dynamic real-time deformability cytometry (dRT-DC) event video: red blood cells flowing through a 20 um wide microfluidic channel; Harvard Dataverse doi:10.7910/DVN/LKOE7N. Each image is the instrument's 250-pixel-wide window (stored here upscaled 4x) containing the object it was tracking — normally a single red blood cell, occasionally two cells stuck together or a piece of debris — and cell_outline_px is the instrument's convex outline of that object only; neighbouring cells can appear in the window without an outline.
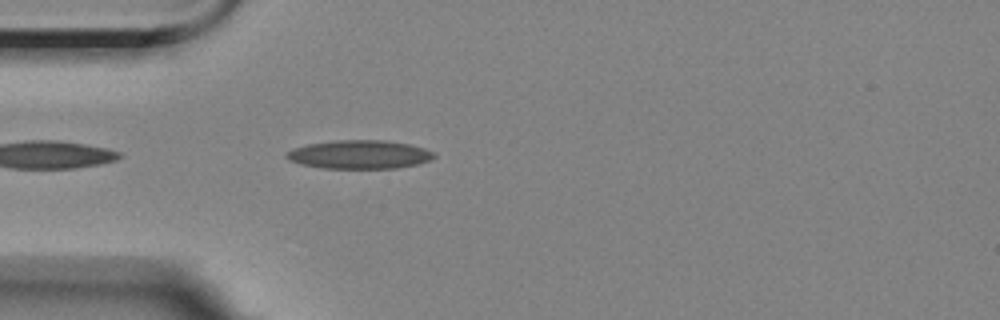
{"species": "Egyptian fruit bat (a non-hibernating species)", "species_latin": "Rousettus aegyptiacus", "temperature_condition": "room temperature", "stored_images_in_passage": 2, "camera_frame_rate_fps": 3000, "um_per_image_px": 0.085, "animal": {"sex": "female"}, "frame": {"image": 1, "passage_image": 2, "time_ms": 1.0, "image_size_px": [1000, 320], "cell_outline_px": [[436, 156], [432, 160], [416, 164], [396, 168], [324, 168], [300, 164], [288, 160], [284, 156], [292, 148], [308, 144], [336, 140], [384, 140], [412, 144], [436, 152]], "centroid_in_image_um": [30.58, 13.12], "position_along_channel_um": 54.4, "area_um2": 24.74}}